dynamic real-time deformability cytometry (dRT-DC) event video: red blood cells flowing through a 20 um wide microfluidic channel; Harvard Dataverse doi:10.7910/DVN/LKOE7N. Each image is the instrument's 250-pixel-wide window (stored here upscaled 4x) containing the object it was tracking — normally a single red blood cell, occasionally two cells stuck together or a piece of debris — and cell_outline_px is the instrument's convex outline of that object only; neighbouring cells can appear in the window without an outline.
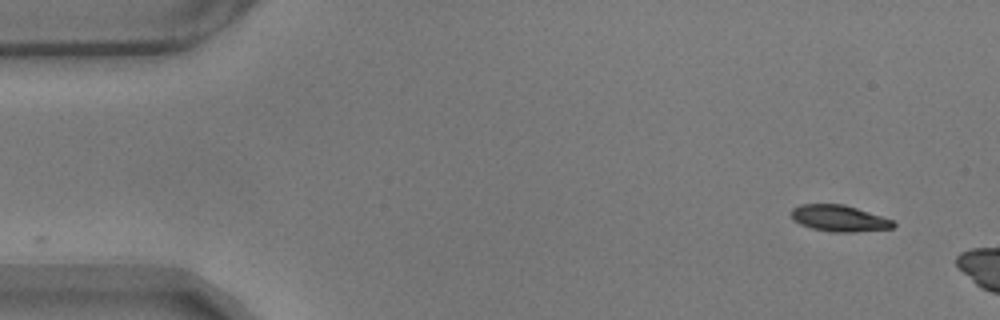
{"species": "common noctule bat (a hibernating species)", "species_latin": "Nyctalus noctula", "temperature_condition": "warm", "stored_images_in_passage": 5, "camera_frame_rate_fps": 3000, "um_per_image_px": 0.085, "animal": {"sex": "male", "body_mass_g": 17.9}, "frame": {"image": 1, "passage_image": 1, "time_ms": 0.0, "image_size_px": [1000, 320], "cell_outline_px": [[896, 224], [892, 228], [856, 232], [832, 232], [812, 228], [800, 224], [792, 220], [792, 208], [800, 204], [844, 204], [892, 220]], "centroid_in_image_um": [71.3, 18.56], "position_along_channel_um": 13.7, "area_um2": 15.55}}